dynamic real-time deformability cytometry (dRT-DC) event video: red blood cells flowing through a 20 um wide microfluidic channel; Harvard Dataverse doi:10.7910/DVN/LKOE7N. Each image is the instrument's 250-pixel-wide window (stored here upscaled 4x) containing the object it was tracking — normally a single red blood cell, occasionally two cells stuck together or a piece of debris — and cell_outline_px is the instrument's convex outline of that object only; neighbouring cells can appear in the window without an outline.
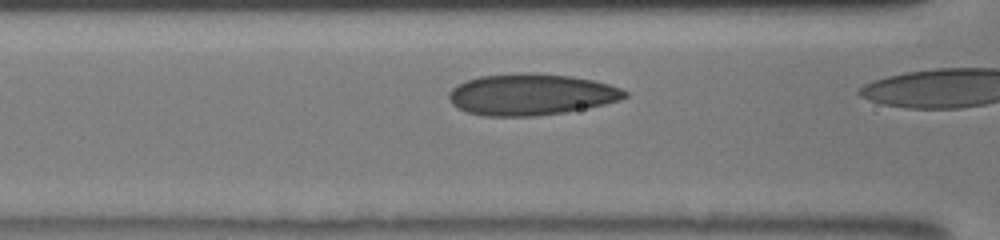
{"species": "human", "species_latin": "Homo sapiens", "temperature_condition": "room temperature", "stored_images_in_passage": 10, "camera_frame_rate_fps": 3000, "um_per_image_px": 0.085, "donor": {"sex": "male"}, "frame": {"image": 1, "passage_image": 6, "time_ms": 1.667, "image_size_px": [1000, 240], "cell_outline_px": [[628, 96], [620, 100], [604, 104], [564, 112], [536, 116], [484, 116], [468, 112], [456, 108], [448, 100], [448, 92], [452, 88], [468, 80], [480, 76], [524, 72], [536, 72], [572, 76], [592, 80], [608, 84], [620, 88], [628, 92]], "centroid_in_image_um": [45.12, 8.02], "position_along_channel_um": 121.5, "area_um2": 42.54}}
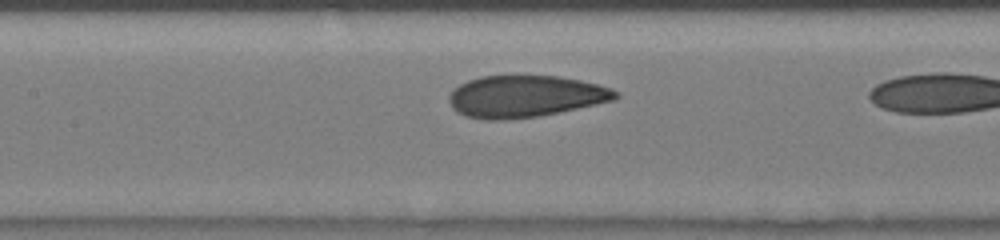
{"frame": {"image": 2, "passage_image": 9, "time_ms": 2.667, "image_size_px": [1000, 240], "cell_outline_px": [[620, 96], [612, 100], [596, 104], [536, 116], [504, 120], [488, 120], [468, 116], [456, 112], [452, 108], [448, 100], [448, 96], [452, 88], [468, 80], [480, 76], [512, 72], [556, 76], [580, 80], [612, 88], [620, 92]], "centroid_in_image_um": [44.58, 8.13], "position_along_channel_um": 162.8, "area_um2": 41.5}}